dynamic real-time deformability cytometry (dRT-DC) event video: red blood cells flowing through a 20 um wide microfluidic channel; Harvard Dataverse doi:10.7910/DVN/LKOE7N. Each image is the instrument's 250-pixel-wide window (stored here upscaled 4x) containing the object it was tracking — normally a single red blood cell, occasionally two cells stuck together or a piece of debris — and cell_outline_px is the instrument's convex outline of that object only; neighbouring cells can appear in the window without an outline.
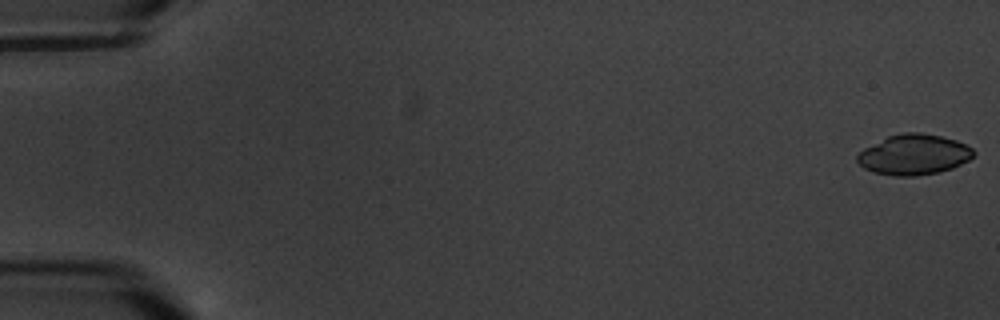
{"species": "common noctule bat (a hibernating species)", "species_latin": "Nyctalus noctula", "temperature_condition": "warm", "stored_images_in_passage": 7, "segment_of_instrument_passage": [1, 2], "camera_frame_rate_fps": 3000, "um_per_image_px": 0.085, "animal": {"sex": "male", "body_mass_g": 20.1, "forearm_length_mm": 53.5}, "frame": {"image": 1, "passage_image": 1, "time_ms": 0.0, "image_size_px": [1000, 320], "cell_outline_px": [[976, 152], [968, 160], [952, 168], [940, 172], [916, 176], [896, 176], [872, 172], [864, 168], [856, 160], [856, 156], [864, 148], [888, 136], [904, 132], [920, 132], [940, 136], [956, 140], [972, 148]], "centroid_in_image_um": [77.67, 13.14], "position_along_channel_um": 7.3, "area_um2": 27.34}}
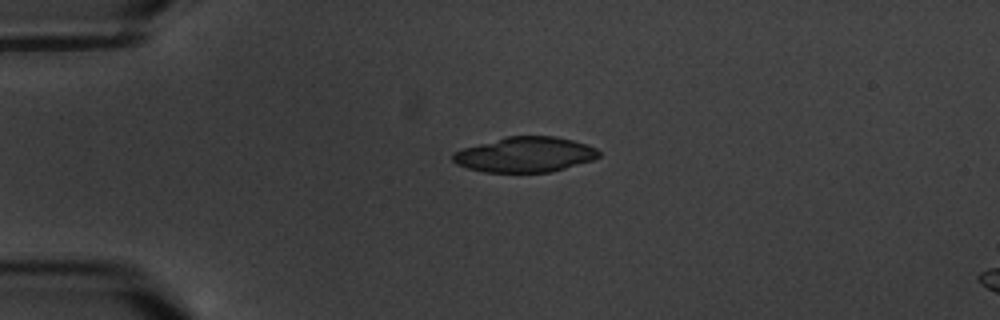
{"frame": {"image": 2, "passage_image": 5, "time_ms": 4.667, "image_size_px": [1000, 320], "cell_outline_px": [[600, 156], [592, 160], [552, 172], [484, 172], [468, 168], [456, 164], [452, 160], [452, 152], [464, 148], [504, 136], [556, 136], [572, 140], [596, 148], [600, 152]], "centroid_in_image_um": [44.61, 13.14], "position_along_channel_um": 40.4, "area_um2": 29.94}}